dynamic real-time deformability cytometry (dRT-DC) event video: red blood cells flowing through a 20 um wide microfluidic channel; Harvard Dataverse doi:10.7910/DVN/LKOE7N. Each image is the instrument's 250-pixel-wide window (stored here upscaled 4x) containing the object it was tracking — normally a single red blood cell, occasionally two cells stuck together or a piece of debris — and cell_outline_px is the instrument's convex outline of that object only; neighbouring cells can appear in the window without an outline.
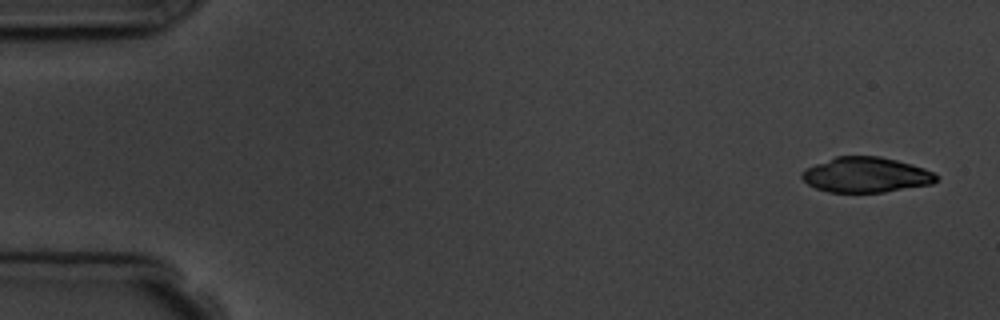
{"species": "common noctule bat (a hibernating species)", "species_latin": "Nyctalus noctula", "temperature_condition": "room temperature", "stored_images_in_passage": 5, "segment_of_instrument_passage": [1, 2], "camera_frame_rate_fps": 3000, "um_per_image_px": 0.085, "animal": {"sex": "male", "body_mass_g": 19.5, "forearm_length_mm": 54.6}, "frame": {"image": 1, "passage_image": 1, "time_ms": 0.0, "image_size_px": [1000, 320], "cell_outline_px": [[936, 180], [932, 184], [884, 192], [828, 192], [816, 188], [808, 184], [800, 176], [800, 172], [804, 168], [836, 156], [880, 156], [912, 164], [924, 168], [932, 172], [936, 176]], "centroid_in_image_um": [73.56, 14.86], "position_along_channel_um": 11.4, "area_um2": 27.57}}